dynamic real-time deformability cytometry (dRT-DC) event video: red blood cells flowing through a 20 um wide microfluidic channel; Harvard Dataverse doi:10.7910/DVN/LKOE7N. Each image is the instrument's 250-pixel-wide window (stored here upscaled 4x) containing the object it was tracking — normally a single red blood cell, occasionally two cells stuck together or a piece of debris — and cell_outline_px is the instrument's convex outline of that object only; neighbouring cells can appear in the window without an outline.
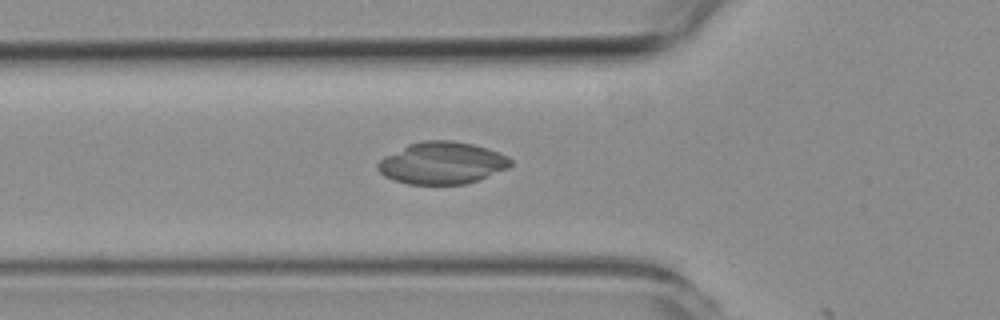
{"species": "common noctule bat (a hibernating species)", "species_latin": "Nyctalus noctula", "temperature_condition": "room temperature", "stored_images_in_passage": 38, "camera_frame_rate_fps": 3000, "um_per_image_px": 0.085, "animal": {"sex": "female", "body_mass_g": 19.3, "forearm_length_mm": 54.1}, "frame": {"image": 1, "passage_image": 2, "time_ms": 0.333, "image_size_px": [1000, 320], "cell_outline_px": [[512, 164], [508, 168], [480, 180], [468, 184], [408, 184], [384, 176], [376, 168], [376, 164], [384, 156], [408, 144], [424, 140], [452, 140], [472, 144], [508, 156], [512, 160]], "centroid_in_image_um": [37.57, 13.86], "position_along_channel_um": 88.2, "area_um2": 32.6}}
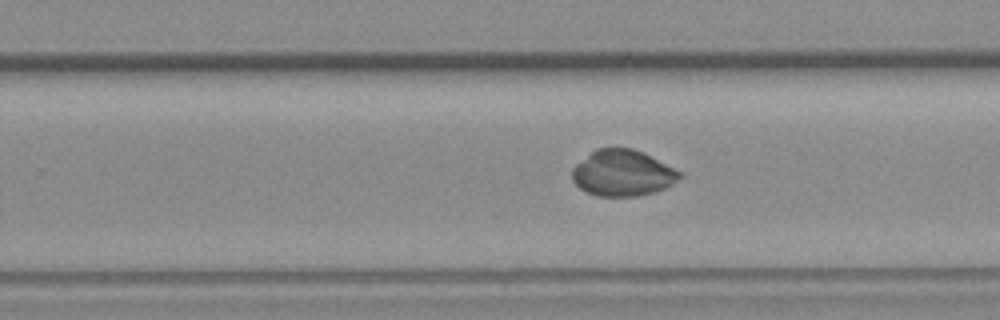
{"frame": {"image": 2, "passage_image": 17, "time_ms": 5.333, "image_size_px": [1000, 320], "cell_outline_px": [[684, 176], [672, 184], [656, 192], [636, 196], [596, 196], [580, 188], [572, 180], [572, 168], [576, 164], [596, 148], [632, 148], [644, 152], [680, 172]], "centroid_in_image_um": [52.92, 14.71], "position_along_channel_um": 276.9, "area_um2": 28.84}}
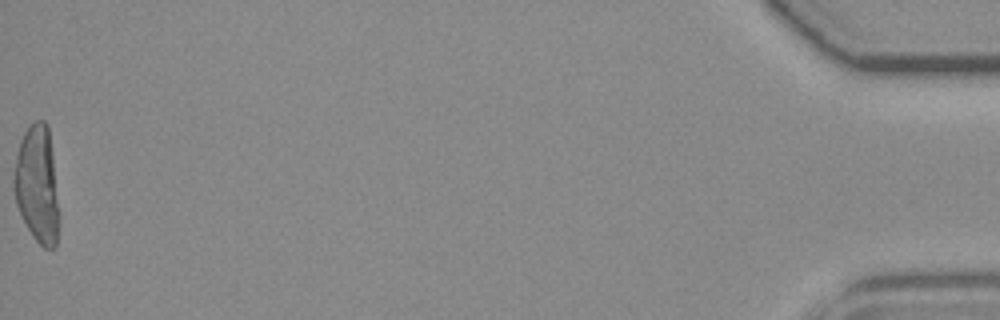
{"frame": {"image": 3, "passage_image": 38, "time_ms": 12.333, "image_size_px": [1000, 320], "cell_outline_px": [[60, 220], [56, 248], [44, 248], [32, 236], [16, 204], [12, 188], [12, 180], [16, 156], [20, 140], [24, 132], [36, 120], [44, 120], [48, 124]], "centroid_in_image_um": [3.15, 15.71], "position_along_channel_um": 432.0, "area_um2": 30.98}}